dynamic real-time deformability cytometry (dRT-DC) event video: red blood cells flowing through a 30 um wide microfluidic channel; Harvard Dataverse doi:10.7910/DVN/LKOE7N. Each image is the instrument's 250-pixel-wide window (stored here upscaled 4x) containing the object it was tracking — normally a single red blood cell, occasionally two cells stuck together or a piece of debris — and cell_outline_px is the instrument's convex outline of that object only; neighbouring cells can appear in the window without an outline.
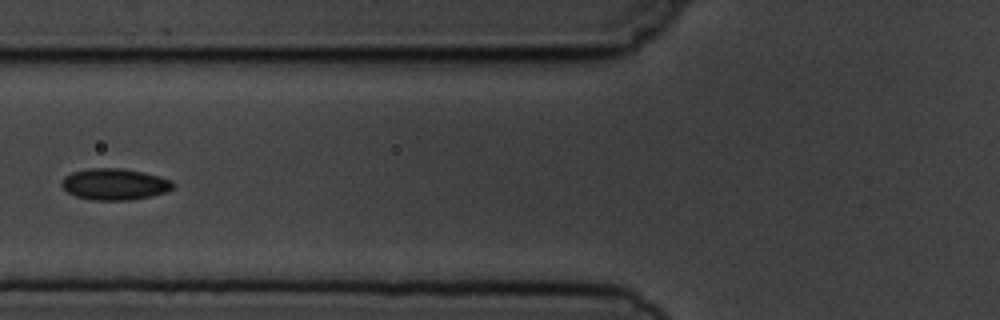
{"species": "common noctule bat (a hibernating species)", "species_latin": "Nyctalus noctula", "temperature_condition": "cold", "stored_images_in_passage": 6, "camera_frame_rate_fps": 3000, "um_per_image_px": 0.085, "animal": {"sex": "male", "body_mass_g": 19.5, "forearm_length_mm": 54.6}, "frame": {"image": 1, "passage_image": 5, "time_ms": 5.667, "image_size_px": [1000, 320], "cell_outline_px": [[176, 184], [168, 192], [132, 200], [92, 200], [76, 196], [68, 192], [60, 184], [60, 180], [64, 176], [72, 172], [88, 168], [120, 168], [160, 176], [172, 180]], "centroid_in_image_um": [9.74, 15.66], "position_along_channel_um": 116.1, "area_um2": 20.52}}
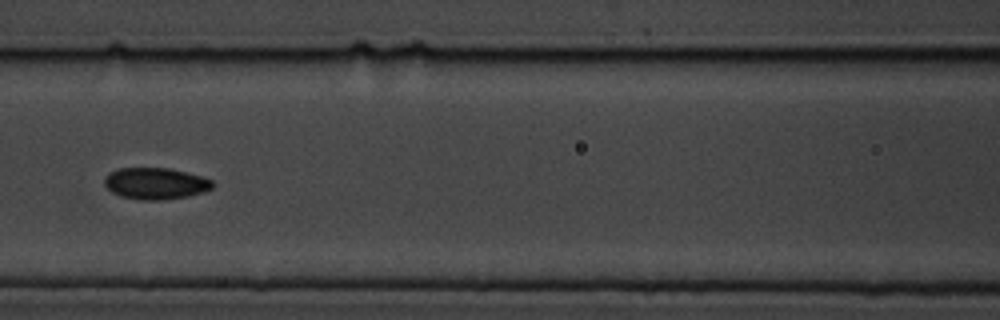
{"frame": {"image": 2, "passage_image": 6, "time_ms": 6.667, "image_size_px": [1000, 320], "cell_outline_px": [[216, 184], [212, 188], [188, 196], [156, 200], [140, 200], [120, 196], [112, 192], [104, 184], [104, 176], [108, 172], [120, 168], [168, 168], [200, 176], [212, 180]], "centroid_in_image_um": [13.18, 15.59], "position_along_channel_um": 153.4, "area_um2": 19.77}}